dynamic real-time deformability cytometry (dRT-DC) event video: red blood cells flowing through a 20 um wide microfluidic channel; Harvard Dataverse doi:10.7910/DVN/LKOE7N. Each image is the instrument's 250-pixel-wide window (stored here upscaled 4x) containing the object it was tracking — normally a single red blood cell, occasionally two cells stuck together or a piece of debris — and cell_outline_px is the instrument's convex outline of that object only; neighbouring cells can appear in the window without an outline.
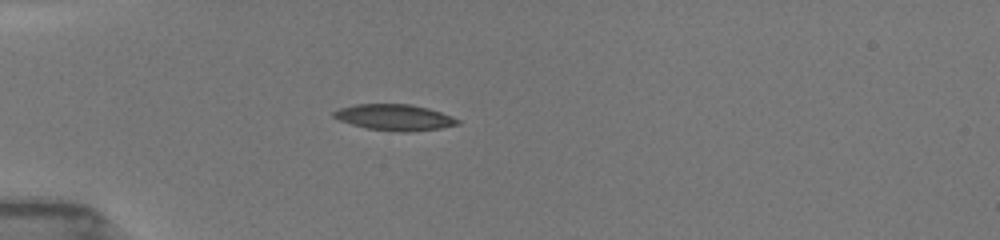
{"species": "common noctule bat (a hibernating species)", "species_latin": "Nyctalus noctula", "temperature_condition": "room temperature", "stored_images_in_passage": 47, "camera_frame_rate_fps": 3000, "um_per_image_px": 0.085, "animal": {"sex": "female", "body_mass_g": 19.5, "forearm_length_mm": 54.1}, "frame": {"image": 1, "passage_image": 12, "time_ms": 3.0, "image_size_px": [1000, 240], "cell_outline_px": [[460, 124], [440, 128], [408, 132], [400, 132], [364, 128], [340, 120], [332, 116], [332, 112], [340, 108], [356, 104], [412, 104], [428, 108], [452, 116], [460, 120]], "centroid_in_image_um": [33.54, 9.97], "position_along_channel_um": 51.5, "area_um2": 18.84}}
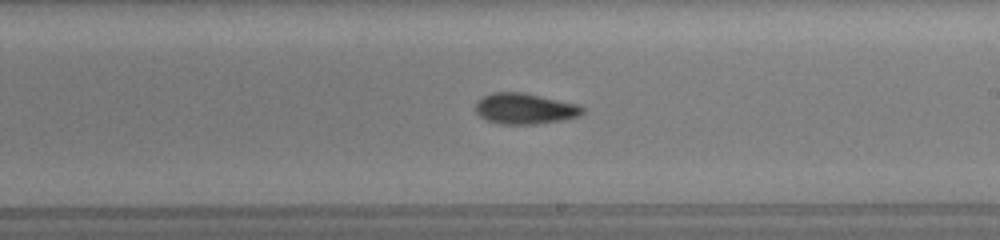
{"frame": {"image": 2, "passage_image": 29, "time_ms": 8.333, "image_size_px": [1000, 240], "cell_outline_px": [[584, 112], [580, 116], [564, 120], [536, 124], [500, 124], [488, 120], [480, 116], [476, 112], [476, 100], [492, 92], [520, 92], [580, 104], [584, 108]], "centroid_in_image_um": [44.64, 9.24], "position_along_channel_um": 244.4, "area_um2": 19.31}}
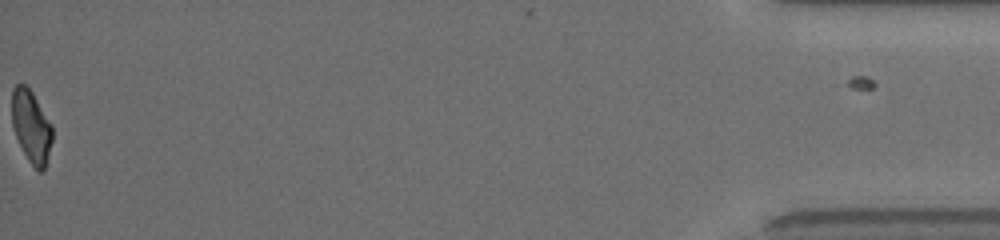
{"frame": {"image": 3, "passage_image": 47, "time_ms": 15.333, "image_size_px": [1000, 240], "cell_outline_px": [[52, 140], [44, 168], [40, 172], [28, 160], [16, 136], [12, 124], [12, 88], [16, 84], [24, 84], [32, 92], [52, 124]], "centroid_in_image_um": [2.65, 10.71], "position_along_channel_um": 432.6, "area_um2": 16.76}, "authors_computed_cell_mechanics": {"area_um2": 18.496, "velocity_mm_per_s": 3.9708, "shape_relaxation_time_tau1_ms": 3.7377, "shape_relaxation_time_tau2_ms": 3.1786, "deformation_change_tau1": 0.1582, "deformation_change_tau2": 0.0963}}